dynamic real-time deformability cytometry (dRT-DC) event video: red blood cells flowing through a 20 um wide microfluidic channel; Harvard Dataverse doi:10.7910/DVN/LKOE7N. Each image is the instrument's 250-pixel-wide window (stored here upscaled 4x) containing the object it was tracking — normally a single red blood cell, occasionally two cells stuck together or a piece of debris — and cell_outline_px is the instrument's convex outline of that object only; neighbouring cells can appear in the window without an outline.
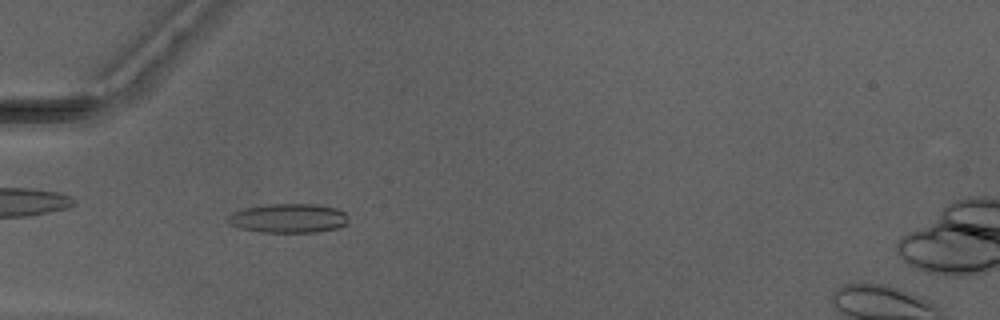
{"species": "Egyptian fruit bat (a non-hibernating species)", "species_latin": "Rousettus aegyptiacus", "temperature_condition": "warm", "stored_images_in_passage": 49, "camera_frame_rate_fps": 3000, "um_per_image_px": 0.085, "animal": {"sex": "male"}, "frame": {"image": 1, "passage_image": 16, "time_ms": 5.0, "image_size_px": [1000, 320], "cell_outline_px": [[348, 224], [336, 228], [316, 232], [260, 232], [240, 228], [224, 220], [224, 216], [232, 212], [244, 208], [268, 204], [316, 204], [336, 208], [344, 212], [348, 216]], "centroid_in_image_um": [24.48, 18.54], "position_along_channel_um": 60.5, "area_um2": 20.69}}
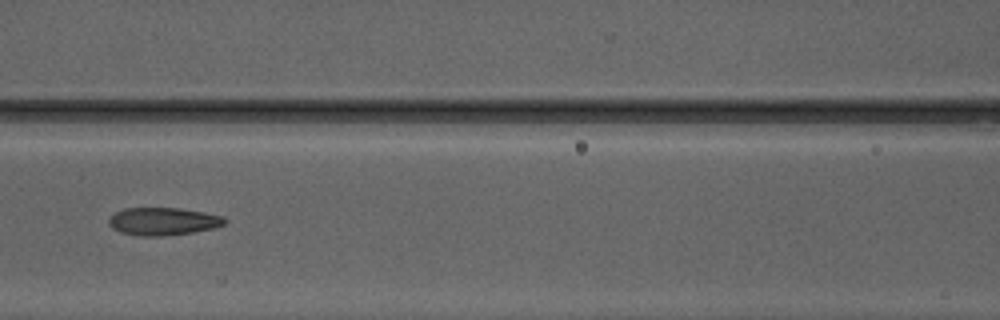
{"frame": {"image": 2, "passage_image": 23, "time_ms": 7.333, "image_size_px": [1000, 320], "cell_outline_px": [[224, 224], [216, 228], [192, 232], [164, 236], [140, 236], [120, 232], [112, 228], [108, 224], [108, 216], [124, 208], [180, 208], [204, 212], [224, 216]], "centroid_in_image_um": [13.83, 18.81], "position_along_channel_um": 152.8, "area_um2": 18.84}}
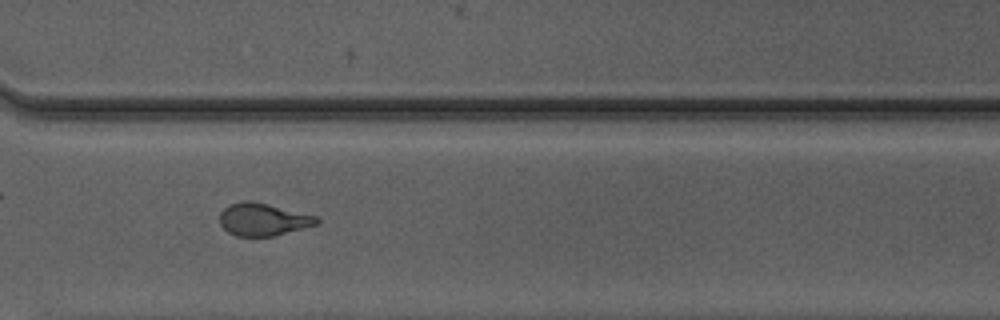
{"frame": {"image": 3, "passage_image": 37, "time_ms": 12.0, "image_size_px": [1000, 320], "cell_outline_px": [[320, 224], [276, 236], [236, 236], [228, 232], [220, 224], [220, 212], [228, 204], [244, 200], [252, 200], [320, 216]], "centroid_in_image_um": [22.42, 18.64], "position_along_channel_um": 348.2, "area_um2": 18.9}, "authors_computed_cell_mechanics": {"area_um2": 19.0162, "velocity_mm_per_s": 4.2018, "shape_relaxation_time_tau1_ms": 8.8164, "shape_relaxation_time_tau2_ms": 1.5026, "deformation_change_tau1": 0.2283, "deformation_change_tau2": 0.0975}}